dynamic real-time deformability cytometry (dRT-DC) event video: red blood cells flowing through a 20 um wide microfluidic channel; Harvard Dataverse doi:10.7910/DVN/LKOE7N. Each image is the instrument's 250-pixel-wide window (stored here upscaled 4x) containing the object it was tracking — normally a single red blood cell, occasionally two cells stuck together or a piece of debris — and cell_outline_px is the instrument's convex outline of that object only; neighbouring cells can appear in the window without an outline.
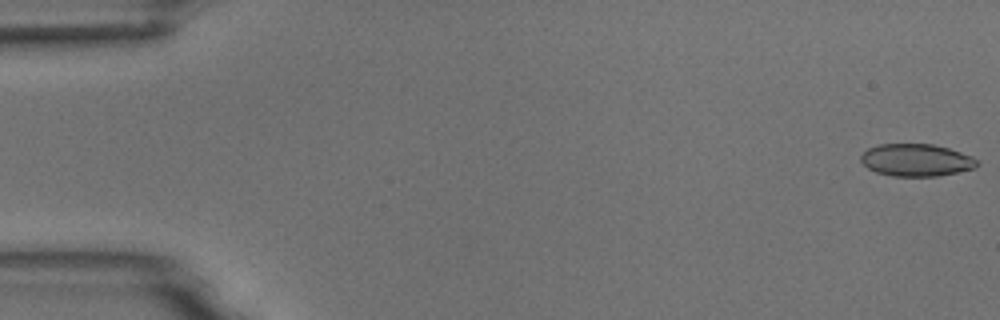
{"species": "common noctule bat (a hibernating species)", "species_latin": "Nyctalus noctula", "temperature_condition": "room temperature", "stored_images_in_passage": 54, "camera_frame_rate_fps": 3000, "um_per_image_px": 0.085, "animal": {"sex": "male", "body_mass_g": 18.8}, "frame": {"image": 1, "passage_image": 1, "time_ms": 0.0, "image_size_px": [1000, 320], "cell_outline_px": [[980, 164], [976, 168], [936, 176], [892, 176], [876, 172], [868, 168], [860, 160], [860, 156], [868, 148], [880, 144], [932, 144], [948, 148], [972, 156]], "centroid_in_image_um": [77.88, 13.61], "position_along_channel_um": 7.1, "area_um2": 21.85}}
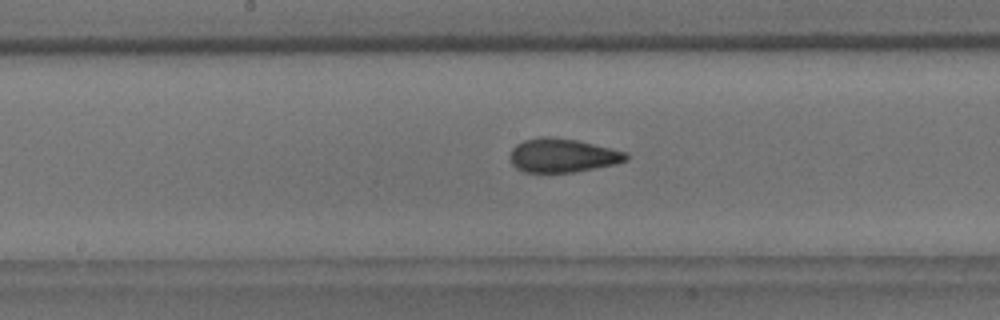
{"frame": {"image": 2, "passage_image": 28, "time_ms": 9.0, "image_size_px": [1000, 320], "cell_outline_px": [[628, 160], [616, 164], [572, 172], [524, 172], [516, 168], [512, 164], [508, 156], [512, 148], [516, 144], [524, 140], [540, 136], [548, 136], [576, 140], [628, 152]], "centroid_in_image_um": [47.79, 13.21], "position_along_channel_um": 200.4, "area_um2": 22.95}}
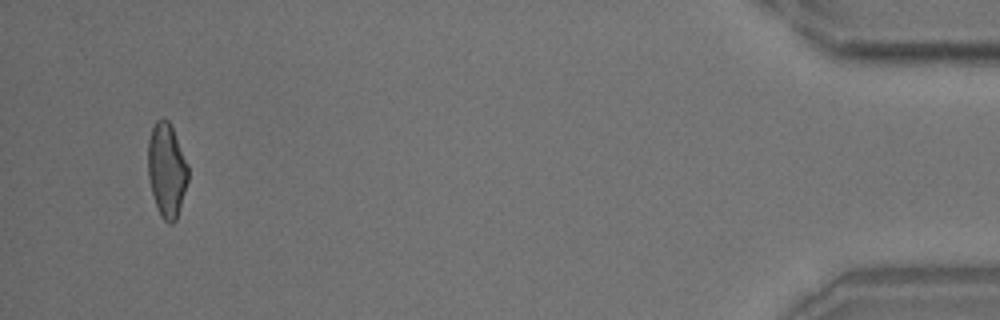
{"frame": {"image": 3, "passage_image": 52, "time_ms": 17.0, "image_size_px": [1000, 320], "cell_outline_px": [[188, 180], [176, 220], [172, 224], [168, 224], [160, 216], [152, 192], [148, 176], [148, 140], [152, 128], [156, 120], [168, 120], [172, 128], [188, 164]], "centroid_in_image_um": [14.17, 14.48], "position_along_channel_um": 421.0, "area_um2": 21.73}, "authors_computed_cell_mechanics": {"area_um2": 22.4553, "velocity_mm_per_s": 3.7296, "shape_relaxation_time_tau1_ms": 8.1822, "shape_relaxation_time_tau2_ms": 1.4415, "deformation_change_tau1": 0.1951, "deformation_change_tau2": 0.0801}}